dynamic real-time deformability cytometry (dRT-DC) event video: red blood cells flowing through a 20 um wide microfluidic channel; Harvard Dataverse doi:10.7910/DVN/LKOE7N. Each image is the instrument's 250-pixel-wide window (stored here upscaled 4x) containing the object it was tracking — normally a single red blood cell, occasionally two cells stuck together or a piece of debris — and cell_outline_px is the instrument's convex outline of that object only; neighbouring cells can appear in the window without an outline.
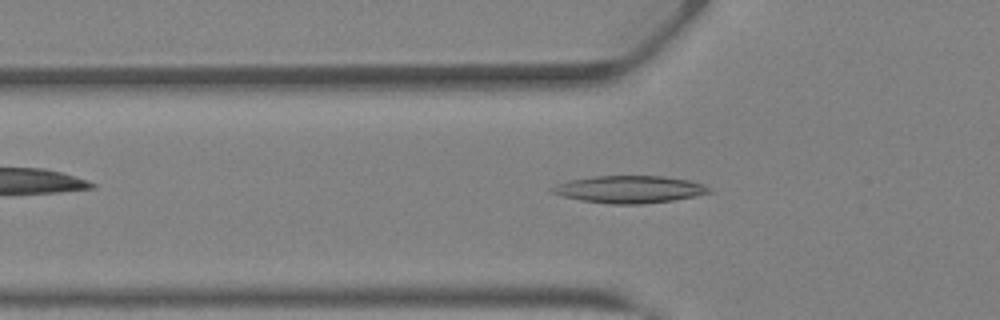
{"species": "Egyptian fruit bat (a non-hibernating species)", "species_latin": "Rousettus aegyptiacus", "temperature_condition": "warm", "stored_images_in_passage": 47, "camera_frame_rate_fps": 3000, "um_per_image_px": 0.085, "animal": {"sex": "female"}, "frame": {"image": 1, "passage_image": 18, "time_ms": 5.667, "image_size_px": [1000, 320], "cell_outline_px": [[712, 192], [672, 200], [644, 204], [608, 204], [580, 200], [564, 196], [552, 192], [548, 188], [556, 184], [572, 180], [592, 176], [664, 176], [688, 180], [704, 184], [712, 188]], "centroid_in_image_um": [53.5, 16.09], "position_along_channel_um": 72.3, "area_um2": 24.91}}
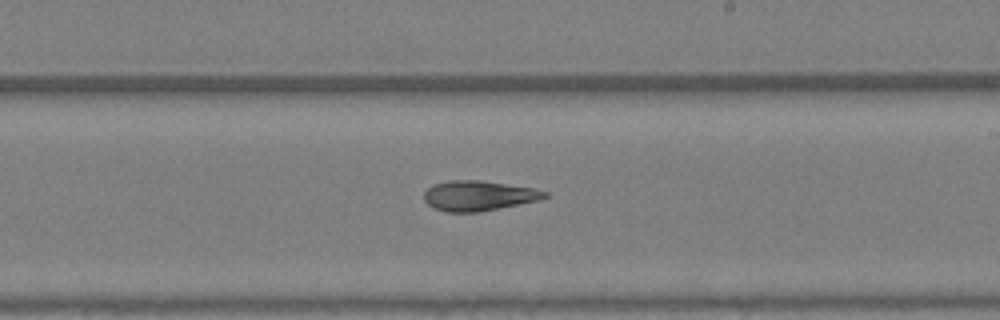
{"frame": {"image": 2, "passage_image": 29, "time_ms": 9.333, "image_size_px": [1000, 320], "cell_outline_px": [[548, 196], [540, 200], [476, 212], [448, 212], [436, 208], [428, 204], [424, 200], [424, 192], [432, 184], [448, 180], [480, 180], [532, 188], [548, 192]], "centroid_in_image_um": [40.66, 16.62], "position_along_channel_um": 248.3, "area_um2": 20.92}}
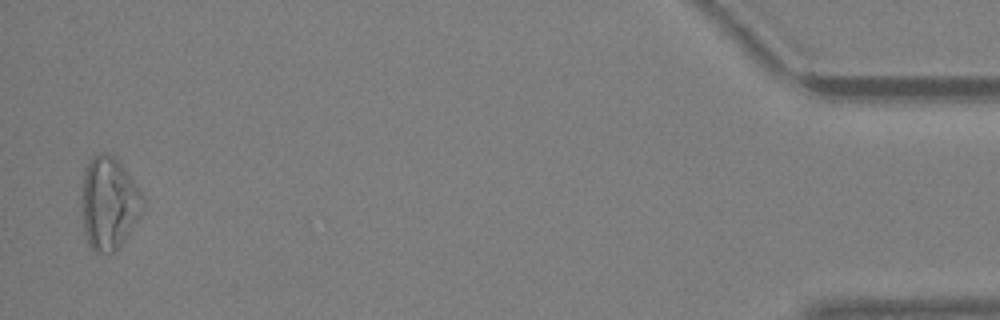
{"frame": {"image": 3, "passage_image": 46, "time_ms": 15.0, "image_size_px": [1000, 320], "cell_outline_px": [[144, 200], [140, 212], [132, 228], [124, 240], [112, 252], [92, 252], [88, 244], [84, 232], [80, 212], [80, 196], [84, 168], [92, 156], [104, 152], [108, 152], [124, 168], [140, 192]], "centroid_in_image_um": [9.17, 17.27], "position_along_channel_um": 426.0, "area_um2": 33.06}, "authors_computed_cell_mechanics": {"area_um2": 24.1604, "velocity_mm_per_s": 4.809, "shape_relaxation_time_tau1_ms": null, "shape_relaxation_time_tau2_ms": 3.1438, "deformation_change_tau1": null, "deformation_change_tau2": 0.1364}}